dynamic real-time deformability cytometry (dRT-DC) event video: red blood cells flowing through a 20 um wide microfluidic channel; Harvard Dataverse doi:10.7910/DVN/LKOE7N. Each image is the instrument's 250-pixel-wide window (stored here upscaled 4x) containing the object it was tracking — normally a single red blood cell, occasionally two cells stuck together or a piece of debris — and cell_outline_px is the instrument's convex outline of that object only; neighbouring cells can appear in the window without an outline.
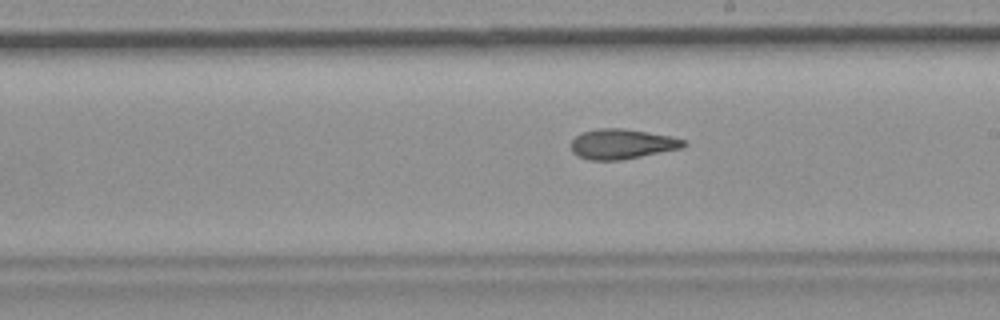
{"species": "common noctule bat (a hibernating species)", "species_latin": "Nyctalus noctula", "temperature_condition": "room temperature", "stored_images_in_passage": 29, "camera_frame_rate_fps": 3000, "um_per_image_px": 0.085, "animal": {"sex": "female", "body_mass_g": 19.9}, "frame": {"image": 1, "passage_image": 17, "time_ms": 5.333, "image_size_px": [1000, 320], "cell_outline_px": [[688, 144], [680, 148], [620, 160], [588, 160], [576, 156], [572, 152], [572, 140], [580, 132], [596, 128], [620, 128], [648, 132], [668, 136], [684, 140]], "centroid_in_image_um": [52.8, 12.24], "position_along_channel_um": 236.2, "area_um2": 19.54}}
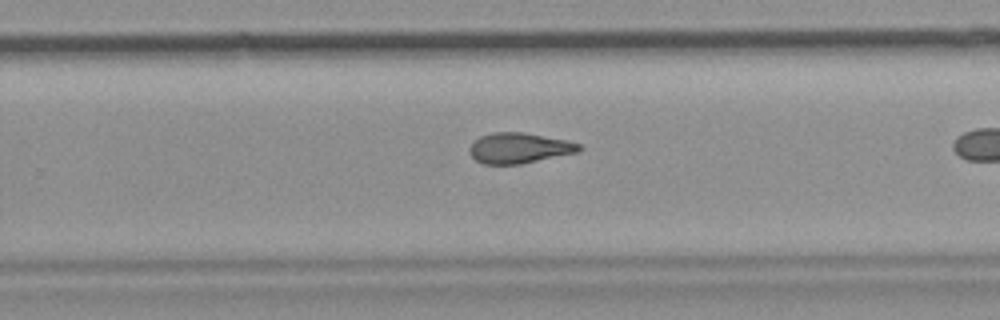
{"frame": {"image": 2, "passage_image": 21, "time_ms": 6.667, "image_size_px": [1000, 320], "cell_outline_px": [[584, 148], [576, 152], [520, 164], [484, 164], [476, 160], [468, 152], [468, 148], [480, 136], [492, 132], [524, 132], [568, 140], [580, 144]], "centroid_in_image_um": [44.12, 12.57], "position_along_channel_um": 285.7, "area_um2": 19.42}}